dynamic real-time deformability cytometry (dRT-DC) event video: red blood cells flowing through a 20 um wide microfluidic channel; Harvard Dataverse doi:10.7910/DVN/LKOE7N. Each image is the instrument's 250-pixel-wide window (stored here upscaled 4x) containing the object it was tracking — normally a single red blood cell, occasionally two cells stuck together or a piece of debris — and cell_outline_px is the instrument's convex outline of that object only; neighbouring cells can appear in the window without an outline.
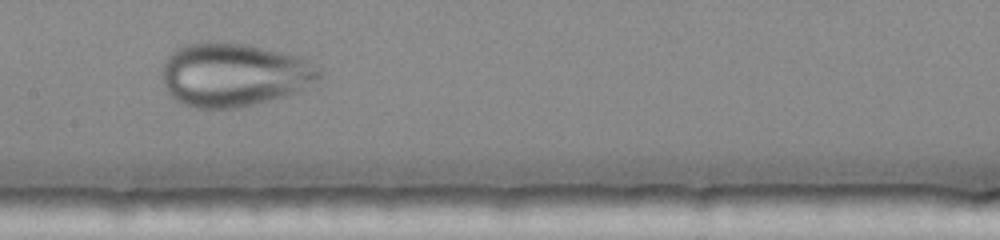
{"species": "human", "species_latin": "Homo sapiens", "temperature_condition": "warm", "stored_images_in_passage": 38, "camera_frame_rate_fps": 3000, "um_per_image_px": 0.085, "donor": {"sex": "female"}, "frame": {"image": 1, "passage_image": 24, "time_ms": 7.667, "image_size_px": [1000, 240], "cell_outline_px": [[324, 76], [296, 92], [288, 96], [256, 104], [236, 108], [196, 108], [184, 104], [176, 100], [168, 92], [164, 84], [160, 72], [168, 56], [172, 52], [188, 44], [244, 44], [300, 56], [320, 68], [324, 72]], "centroid_in_image_um": [19.92, 6.39], "position_along_channel_um": 187.5, "area_um2": 57.68}}
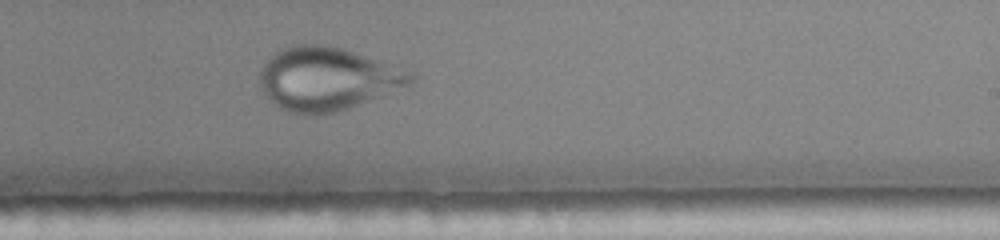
{"frame": {"image": 2, "passage_image": 29, "time_ms": 9.333, "image_size_px": [1000, 240], "cell_outline_px": [[416, 80], [408, 84], [340, 112], [316, 116], [312, 116], [292, 112], [280, 108], [260, 88], [260, 72], [264, 64], [276, 52], [284, 48], [296, 44], [328, 44], [416, 72]], "centroid_in_image_um": [27.83, 6.71], "position_along_channel_um": 261.2, "area_um2": 55.26}}